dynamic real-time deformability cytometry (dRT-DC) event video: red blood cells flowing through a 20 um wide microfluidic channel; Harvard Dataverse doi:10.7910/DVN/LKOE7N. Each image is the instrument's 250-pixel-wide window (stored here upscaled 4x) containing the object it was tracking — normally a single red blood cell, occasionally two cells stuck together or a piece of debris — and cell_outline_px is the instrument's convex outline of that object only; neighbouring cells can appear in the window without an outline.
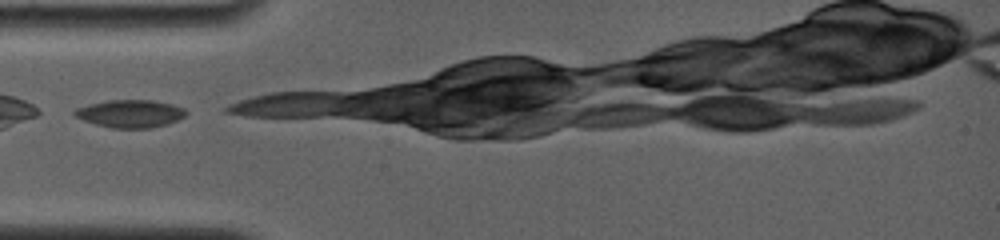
{"species": "common noctule bat (a hibernating species)", "species_latin": "Nyctalus noctula", "temperature_condition": "room temperature", "stored_images_in_passage": 18, "camera_frame_rate_fps": 4000, "um_per_image_px": 0.085, "animal": {"sex": "female", "body_mass_g": 19.0, "forearm_length_mm": 56.7}, "frame": {"image": 1, "passage_image": 1, "time_ms": 0.0, "image_size_px": [1000, 240], "cell_outline_px": [[188, 112], [184, 116], [168, 124], [152, 128], [112, 128], [96, 124], [84, 120], [76, 116], [72, 112], [76, 108], [88, 104], [108, 100], [152, 100], [172, 104], [184, 108]], "centroid_in_image_um": [11.08, 9.65], "position_along_channel_um": 73.9, "area_um2": 17.98}}